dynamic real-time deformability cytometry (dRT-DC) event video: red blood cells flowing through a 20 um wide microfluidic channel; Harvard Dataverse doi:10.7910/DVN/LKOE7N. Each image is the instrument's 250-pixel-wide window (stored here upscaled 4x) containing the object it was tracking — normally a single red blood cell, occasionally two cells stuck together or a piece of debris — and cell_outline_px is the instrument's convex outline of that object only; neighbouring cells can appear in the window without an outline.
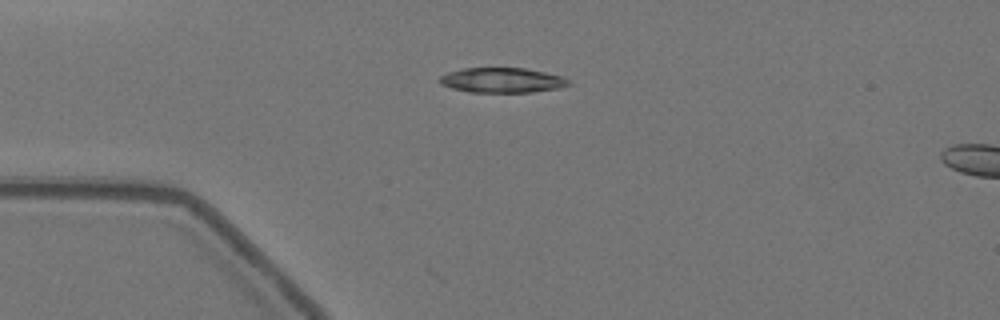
{"species": "Egyptian fruit bat (a non-hibernating species)", "species_latin": "Rousettus aegyptiacus", "temperature_condition": "warm", "stored_images_in_passage": 6, "camera_frame_rate_fps": 3000, "um_per_image_px": 0.085, "animal": {"sex": "female"}, "frame": {"image": 1, "passage_image": 1, "time_ms": 0.0, "image_size_px": [1000, 320], "cell_outline_px": [[572, 84], [560, 88], [532, 92], [468, 92], [452, 88], [440, 84], [440, 76], [448, 72], [464, 68], [524, 68], [544, 72], [560, 76], [568, 80]], "centroid_in_image_um": [42.67, 6.82], "position_along_channel_um": 42.3, "area_um2": 18.67}}